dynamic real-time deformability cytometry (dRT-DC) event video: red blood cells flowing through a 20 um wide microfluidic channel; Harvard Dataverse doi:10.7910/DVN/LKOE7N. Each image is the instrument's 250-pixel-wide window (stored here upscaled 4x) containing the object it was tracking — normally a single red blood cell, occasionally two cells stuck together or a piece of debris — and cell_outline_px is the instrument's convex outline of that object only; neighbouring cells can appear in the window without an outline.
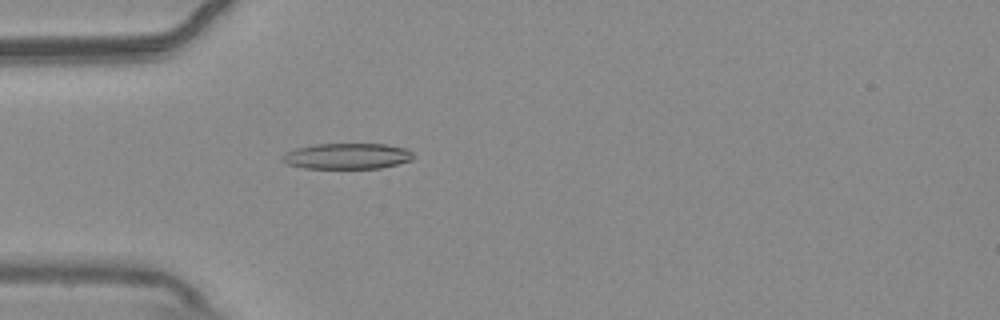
{"species": "common noctule bat (a hibernating species)", "species_latin": "Nyctalus noctula", "temperature_condition": "warm", "stored_images_in_passage": 54, "camera_frame_rate_fps": 3000, "um_per_image_px": 0.085, "animal": {"sex": "male", "body_mass_g": 20.4}, "frame": {"image": 1, "passage_image": 16, "time_ms": 5.0, "image_size_px": [1000, 320], "cell_outline_px": [[416, 156], [412, 160], [380, 168], [304, 168], [288, 164], [280, 160], [288, 152], [296, 148], [316, 144], [388, 144], [408, 148]], "centroid_in_image_um": [29.57, 13.26], "position_along_channel_um": 55.4, "area_um2": 19.71}}
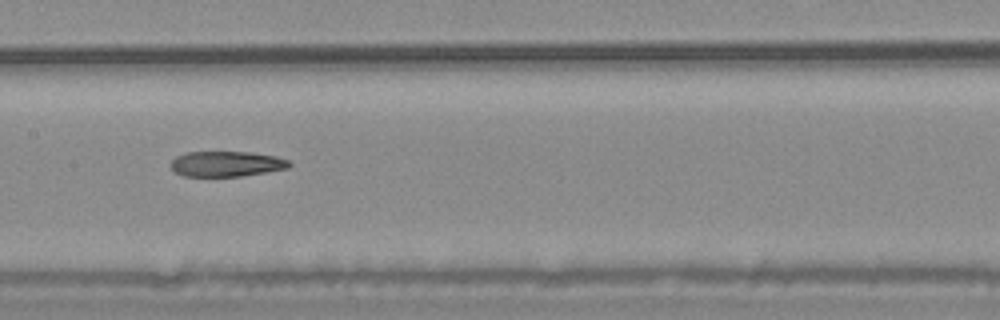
{"frame": {"image": 2, "passage_image": 27, "time_ms": 8.667, "image_size_px": [1000, 320], "cell_outline_px": [[292, 164], [288, 168], [240, 176], [184, 176], [176, 172], [172, 168], [172, 160], [176, 156], [188, 152], [252, 152], [276, 156], [288, 160]], "centroid_in_image_um": [19.27, 13.92], "position_along_channel_um": 188.1, "area_um2": 17.34}}
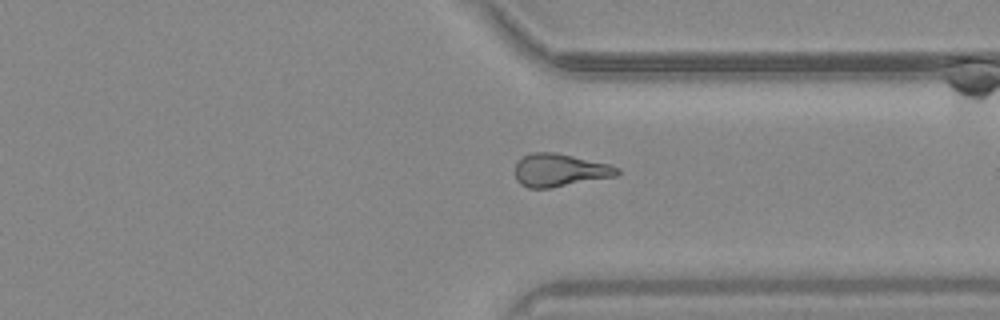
{"frame": {"image": 3, "passage_image": 41, "time_ms": 13.333, "image_size_px": [1000, 320], "cell_outline_px": [[620, 172], [616, 176], [552, 188], [528, 188], [520, 184], [516, 180], [516, 164], [524, 156], [532, 152], [556, 152], [608, 164], [620, 168]], "centroid_in_image_um": [47.58, 14.47], "position_along_channel_um": 363.8, "area_um2": 19.54}}